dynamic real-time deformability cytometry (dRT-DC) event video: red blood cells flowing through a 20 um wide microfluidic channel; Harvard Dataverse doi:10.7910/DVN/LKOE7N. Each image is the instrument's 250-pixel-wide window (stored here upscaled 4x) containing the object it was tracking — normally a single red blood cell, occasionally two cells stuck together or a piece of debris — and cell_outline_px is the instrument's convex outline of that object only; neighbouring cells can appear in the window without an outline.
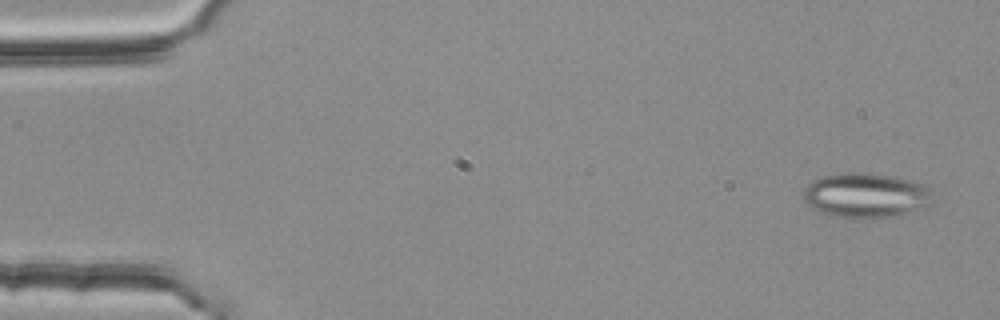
{"species": "common noctule bat (a hibernating species)", "species_latin": "Nyctalus noctula", "temperature_condition": "room temperature", "stored_images_in_passage": 5, "camera_frame_rate_fps": 3000, "um_per_image_px": 0.085, "animal": {"sex": "female", "body_mass_g": 25.1}, "frame": {"image": 1, "passage_image": 1, "time_ms": 0.0, "image_size_px": [1000, 320], "cell_outline_px": [[936, 204], [900, 216], [836, 216], [812, 208], [804, 200], [804, 188], [812, 180], [824, 176], [844, 172], [864, 172], [896, 176], [912, 180], [924, 184], [928, 188]], "centroid_in_image_um": [73.68, 16.57], "position_along_channel_um": 11.3, "area_um2": 33.7}}